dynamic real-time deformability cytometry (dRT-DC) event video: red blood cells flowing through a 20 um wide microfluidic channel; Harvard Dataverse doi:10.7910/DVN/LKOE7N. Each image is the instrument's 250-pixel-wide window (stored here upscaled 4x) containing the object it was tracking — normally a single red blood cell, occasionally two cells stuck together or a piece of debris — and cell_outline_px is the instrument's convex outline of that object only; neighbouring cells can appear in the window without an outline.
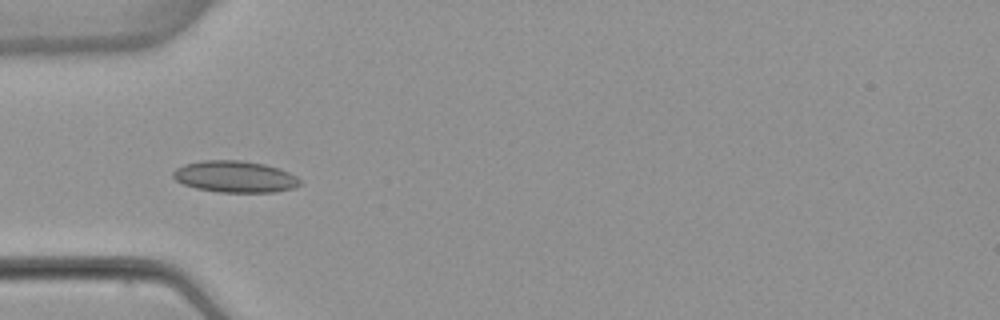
{"species": "common noctule bat (a hibernating species)", "species_latin": "Nyctalus noctula", "temperature_condition": "warm", "stored_images_in_passage": 31, "camera_frame_rate_fps": 3000, "um_per_image_px": 0.085, "animal": {"sex": "female", "body_mass_g": 22.7, "forearm_length_mm": 54.2}, "frame": {"image": 1, "passage_image": 5, "time_ms": 1.333, "image_size_px": [1000, 320], "cell_outline_px": [[300, 184], [292, 188], [276, 192], [220, 192], [196, 188], [184, 184], [176, 180], [172, 176], [172, 172], [176, 168], [184, 164], [200, 160], [244, 160], [264, 164], [280, 168], [296, 176], [300, 180]], "centroid_in_image_um": [19.96, 15.0], "position_along_channel_um": 65.0, "area_um2": 23.41}, "authors_computed_cell_mechanics": {"area_um2": 19.074, "velocity_mm_per_s": 3.8573, "shape_relaxation_time_tau1_ms": 9.4919, "shape_relaxation_time_tau2_ms": 1.8983, "deformation_change_tau1": 0.1937, "deformation_change_tau2": 0.0769}}